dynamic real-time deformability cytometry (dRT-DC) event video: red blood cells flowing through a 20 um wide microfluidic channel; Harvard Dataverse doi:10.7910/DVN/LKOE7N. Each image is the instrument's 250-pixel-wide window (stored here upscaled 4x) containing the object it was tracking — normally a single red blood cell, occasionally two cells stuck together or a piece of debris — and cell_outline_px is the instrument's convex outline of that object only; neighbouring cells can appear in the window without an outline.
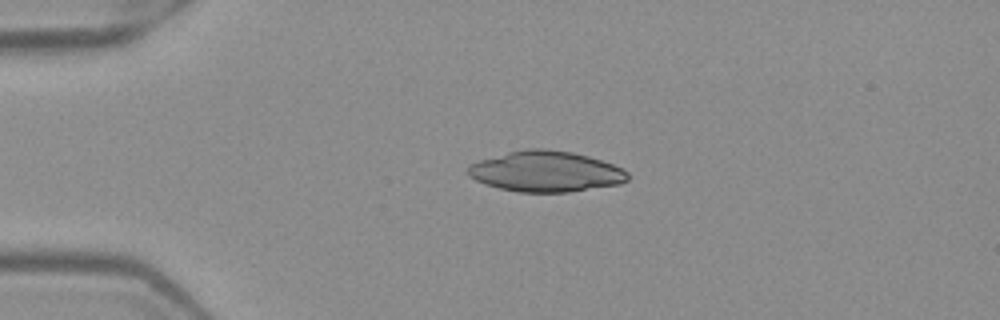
{"species": "Egyptian fruit bat (a non-hibernating species)", "species_latin": "Rousettus aegyptiacus", "temperature_condition": "warm", "stored_images_in_passage": 48, "camera_frame_rate_fps": 3000, "um_per_image_px": 0.085, "frame": {"image": 1, "passage_image": 9, "time_ms": 2.667, "image_size_px": [1000, 320], "cell_outline_px": [[628, 180], [620, 184], [568, 192], [520, 192], [500, 188], [484, 184], [468, 176], [468, 164], [476, 160], [508, 152], [528, 148], [544, 148], [572, 152], [588, 156], [612, 164], [628, 172]], "centroid_in_image_um": [46.35, 14.57], "position_along_channel_um": 38.6, "area_um2": 37.97}}